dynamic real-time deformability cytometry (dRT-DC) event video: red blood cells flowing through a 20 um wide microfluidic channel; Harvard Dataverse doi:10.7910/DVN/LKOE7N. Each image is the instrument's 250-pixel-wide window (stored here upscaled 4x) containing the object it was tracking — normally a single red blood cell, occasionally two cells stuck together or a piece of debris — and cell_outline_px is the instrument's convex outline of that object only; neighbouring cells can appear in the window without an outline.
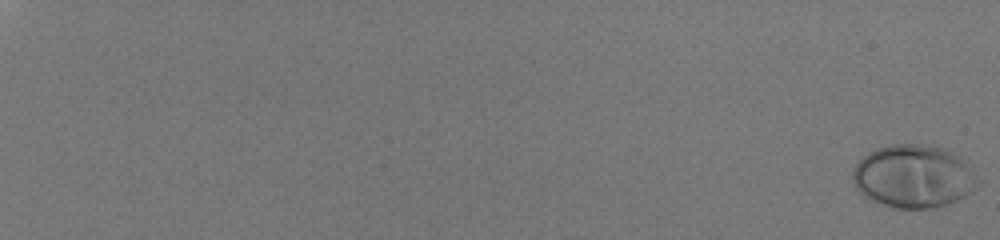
{"species": "human", "species_latin": "Homo sapiens", "temperature_condition": "room temperature", "stored_images_in_passage": 53, "camera_frame_rate_fps": 3000, "um_per_image_px": 0.085, "donor": {"sex": "male"}, "frame": {"image": 1, "passage_image": 1, "time_ms": 0.0, "image_size_px": [1000, 240], "cell_outline_px": [[972, 188], [964, 196], [948, 204], [932, 208], [896, 208], [872, 200], [864, 196], [856, 188], [852, 180], [852, 172], [856, 164], [868, 152], [876, 148], [892, 144], [924, 144], [944, 148], [952, 152], [964, 160]], "centroid_in_image_um": [77.5, 14.97], "position_along_channel_um": 7.5, "area_um2": 44.62}}
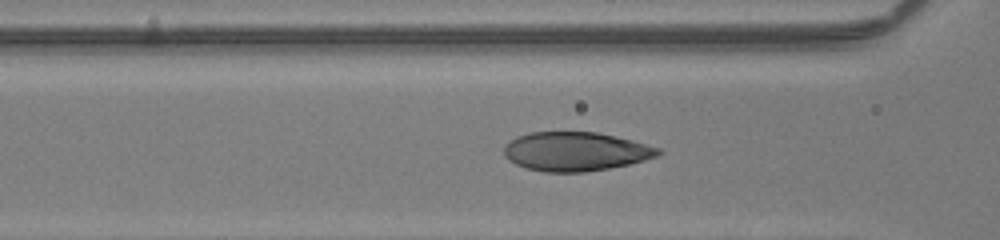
{"frame": {"image": 2, "passage_image": 31, "time_ms": 10.0, "image_size_px": [1000, 240], "cell_outline_px": [[664, 152], [660, 156], [628, 164], [608, 168], [584, 172], [544, 172], [524, 168], [508, 160], [504, 156], [504, 148], [516, 136], [528, 132], [596, 132], [616, 136], [632, 140], [660, 148]], "centroid_in_image_um": [48.94, 12.88], "position_along_channel_um": 117.7, "area_um2": 35.14}}
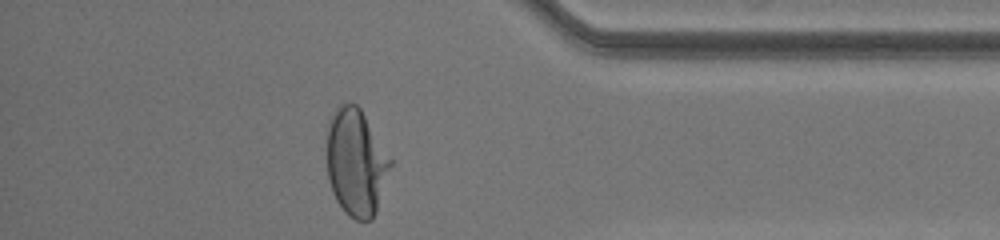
{"frame": {"image": 3, "passage_image": 53, "time_ms": 17.333, "image_size_px": [1000, 240], "cell_outline_px": [[392, 164], [376, 212], [372, 220], [356, 220], [348, 216], [344, 212], [336, 200], [332, 192], [328, 180], [324, 132], [328, 120], [332, 112], [340, 104], [356, 104], [360, 108], [392, 160]], "centroid_in_image_um": [30.21, 13.79], "position_along_channel_um": 405.0, "area_um2": 40.34}, "authors_computed_cell_mechanics": {"area_um2": 37.6856, "velocity_mm_per_s": 4.0823, "shape_relaxation_time_tau1_ms": 3.5446, "shape_relaxation_time_tau2_ms": null, "deformation_change_tau1": 0.1969, "deformation_change_tau2": null}}